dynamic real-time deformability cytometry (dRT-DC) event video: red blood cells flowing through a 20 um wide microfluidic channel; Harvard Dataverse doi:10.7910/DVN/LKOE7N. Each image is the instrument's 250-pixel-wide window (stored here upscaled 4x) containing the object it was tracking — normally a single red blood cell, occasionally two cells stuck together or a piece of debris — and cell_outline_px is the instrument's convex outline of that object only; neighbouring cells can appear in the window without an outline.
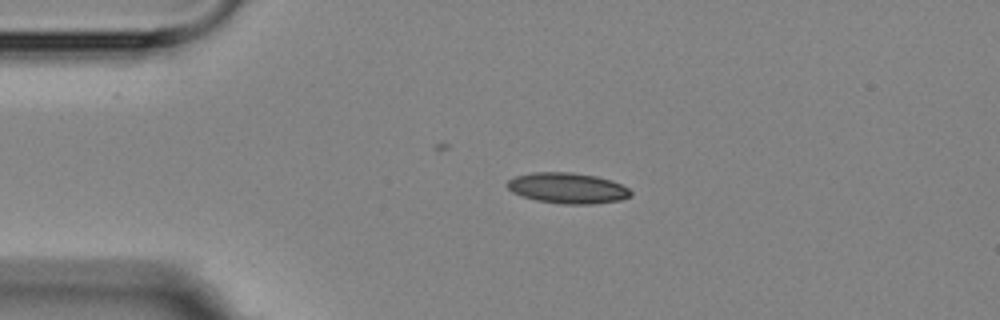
{"species": "Egyptian fruit bat (a non-hibernating species)", "species_latin": "Rousettus aegyptiacus", "temperature_condition": "room temperature", "stored_images_in_passage": 2, "camera_frame_rate_fps": 3000, "um_per_image_px": 0.085, "animal": {"sex": "female"}, "frame": {"image": 1, "passage_image": 1, "time_ms": 0.0, "image_size_px": [1000, 320], "cell_outline_px": [[632, 196], [620, 200], [592, 204], [560, 204], [536, 200], [512, 192], [504, 184], [508, 180], [516, 176], [532, 172], [572, 172], [596, 176], [612, 180], [628, 188], [632, 192]], "centroid_in_image_um": [48.24, 15.98], "position_along_channel_um": 36.8, "area_um2": 22.2}}